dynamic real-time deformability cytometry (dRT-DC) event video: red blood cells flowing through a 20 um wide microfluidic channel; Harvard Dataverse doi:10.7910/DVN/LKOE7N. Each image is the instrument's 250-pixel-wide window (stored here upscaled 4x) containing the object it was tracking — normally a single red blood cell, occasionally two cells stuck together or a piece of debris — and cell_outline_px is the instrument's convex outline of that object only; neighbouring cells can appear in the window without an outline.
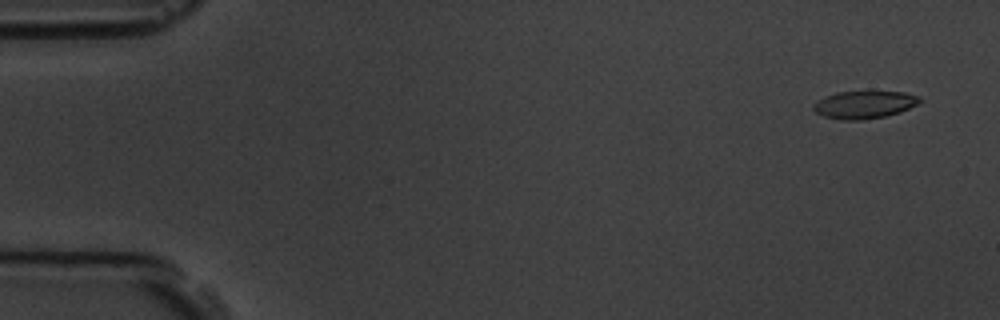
{"species": "common noctule bat (a hibernating species)", "species_latin": "Nyctalus noctula", "temperature_condition": "room temperature", "stored_images_in_passage": 5, "camera_frame_rate_fps": 3000, "um_per_image_px": 0.085, "animal": {"sex": "male", "body_mass_g": 19.5, "forearm_length_mm": 54.6}, "frame": {"image": 1, "passage_image": 1, "time_ms": 0.0, "image_size_px": [1000, 320], "cell_outline_px": [[920, 100], [916, 104], [900, 112], [884, 116], [860, 120], [840, 120], [824, 116], [816, 112], [812, 108], [812, 104], [824, 96], [836, 92], [904, 92], [916, 96]], "centroid_in_image_um": [73.38, 8.9], "position_along_channel_um": 11.6, "area_um2": 16.82}}
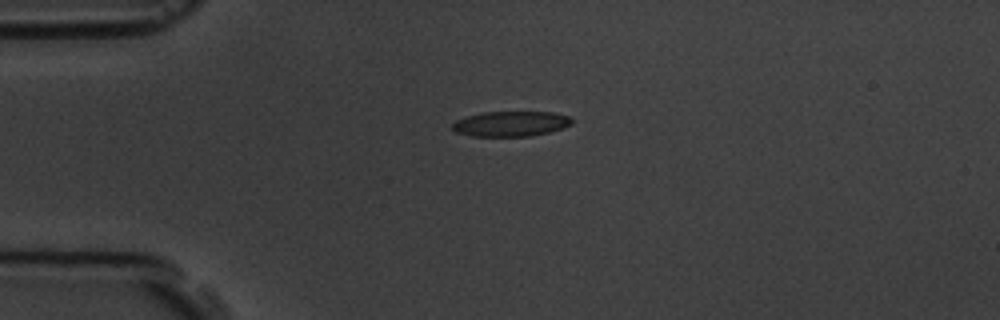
{"frame": {"image": 2, "passage_image": 4, "time_ms": 3.667, "image_size_px": [1000, 320], "cell_outline_px": [[572, 124], [564, 128], [532, 136], [472, 136], [456, 132], [452, 128], [452, 124], [456, 120], [480, 112], [552, 112], [568, 116], [572, 120]], "centroid_in_image_um": [43.42, 10.52], "position_along_channel_um": 41.6, "area_um2": 17.51}}